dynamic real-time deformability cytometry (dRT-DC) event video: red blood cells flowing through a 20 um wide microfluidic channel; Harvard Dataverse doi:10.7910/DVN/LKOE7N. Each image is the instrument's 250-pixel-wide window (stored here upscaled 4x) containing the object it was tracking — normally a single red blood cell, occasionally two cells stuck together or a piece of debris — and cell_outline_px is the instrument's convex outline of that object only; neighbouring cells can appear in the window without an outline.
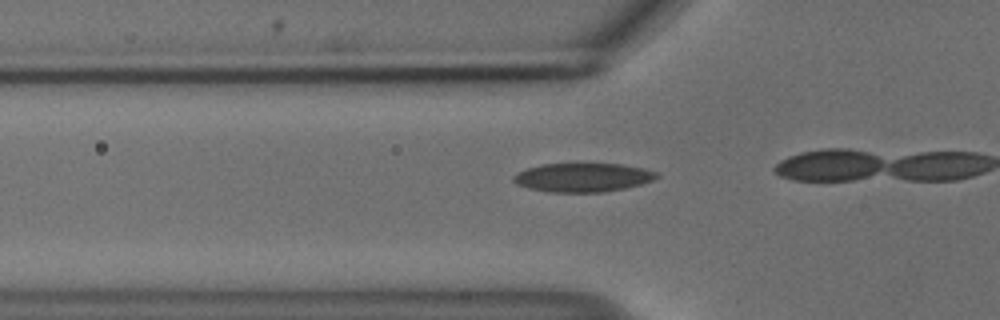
{"species": "common noctule bat (a hibernating species)", "species_latin": "Nyctalus noctula", "temperature_condition": "cold", "stored_images_in_passage": 9, "camera_frame_rate_fps": 3000, "um_per_image_px": 0.085, "animal": {"sex": "male", "body_mass_g": 18.8}, "frame": {"image": 1, "passage_image": 3, "time_ms": 0.667, "image_size_px": [1000, 320], "cell_outline_px": [[660, 176], [652, 180], [640, 184], [624, 188], [604, 192], [552, 192], [528, 188], [516, 184], [512, 180], [512, 176], [528, 168], [544, 164], [620, 164], [644, 168], [656, 172]], "centroid_in_image_um": [49.54, 15.08], "position_along_channel_um": 76.3, "area_um2": 23.81}}